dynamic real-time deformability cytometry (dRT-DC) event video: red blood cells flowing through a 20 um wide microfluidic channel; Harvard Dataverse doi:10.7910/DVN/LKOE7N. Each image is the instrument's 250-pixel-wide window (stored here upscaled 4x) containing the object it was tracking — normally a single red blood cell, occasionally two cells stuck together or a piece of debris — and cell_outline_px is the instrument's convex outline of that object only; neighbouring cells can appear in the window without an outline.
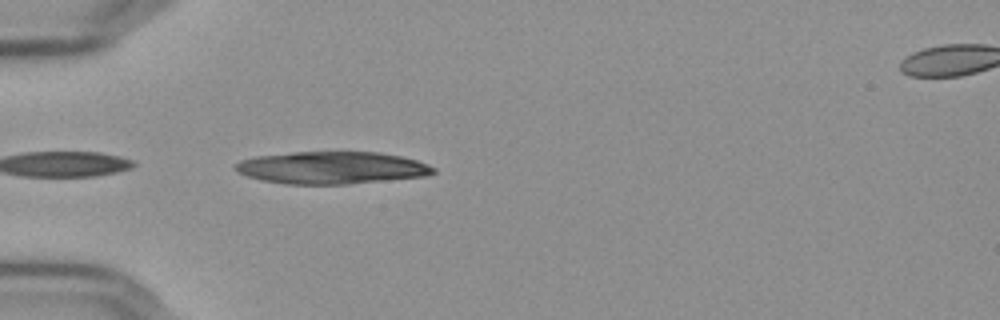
{"species": "Egyptian fruit bat (a non-hibernating species)", "species_latin": "Rousettus aegyptiacus", "temperature_condition": "cold", "stored_images_in_passage": 5, "camera_frame_rate_fps": 3000, "um_per_image_px": 0.085, "frame": {"image": 1, "passage_image": 1, "time_ms": 0.0, "image_size_px": [1000, 320], "cell_outline_px": [[436, 172], [424, 176], [348, 184], [288, 184], [264, 180], [248, 176], [232, 168], [232, 164], [240, 160], [256, 156], [292, 152], [380, 152], [400, 156], [416, 160], [428, 164], [436, 168]], "centroid_in_image_um": [28.18, 14.25], "position_along_channel_um": 56.8, "area_um2": 37.22}}
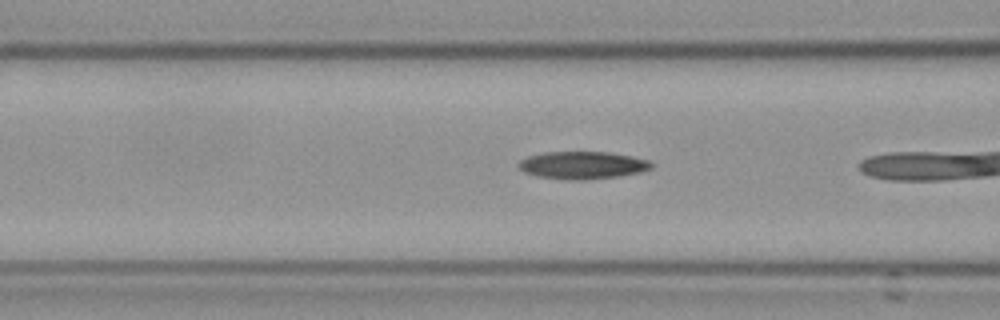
{"frame": {"image": 2, "passage_image": 4, "time_ms": 1.0, "image_size_px": [1000, 320], "cell_outline_px": [[652, 168], [640, 172], [620, 176], [584, 180], [564, 180], [536, 176], [524, 172], [516, 164], [520, 160], [528, 156], [544, 152], [608, 152], [632, 156], [648, 160], [652, 164]], "centroid_in_image_um": [49.48, 14.05], "position_along_channel_um": 117.1, "area_um2": 21.44}}